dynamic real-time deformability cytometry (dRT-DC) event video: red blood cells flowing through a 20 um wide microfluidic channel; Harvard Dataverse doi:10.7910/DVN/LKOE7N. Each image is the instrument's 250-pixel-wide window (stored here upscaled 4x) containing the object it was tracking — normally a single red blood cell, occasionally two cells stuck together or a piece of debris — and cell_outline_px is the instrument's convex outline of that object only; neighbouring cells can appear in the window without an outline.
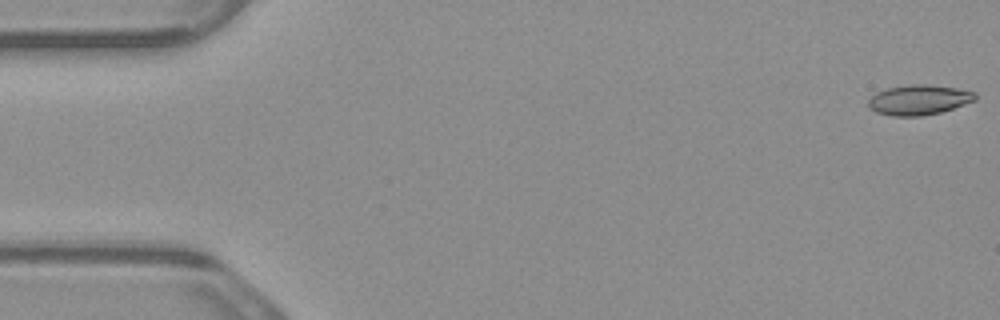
{"species": "common noctule bat (a hibernating species)", "species_latin": "Nyctalus noctula", "temperature_condition": "warm", "stored_images_in_passage": 4, "camera_frame_rate_fps": 3000, "um_per_image_px": 0.085, "animal": {"sex": "male", "body_mass_g": 23.1, "forearm_length_mm": 52.7}, "frame": {"image": 1, "passage_image": 1, "time_ms": 0.0, "image_size_px": [1000, 320], "cell_outline_px": [[976, 100], [940, 112], [924, 116], [892, 116], [876, 112], [868, 108], [868, 100], [876, 92], [888, 88], [908, 84], [928, 84], [956, 88], [976, 92]], "centroid_in_image_um": [78.08, 8.48], "position_along_channel_um": 6.9, "area_um2": 18.79}}
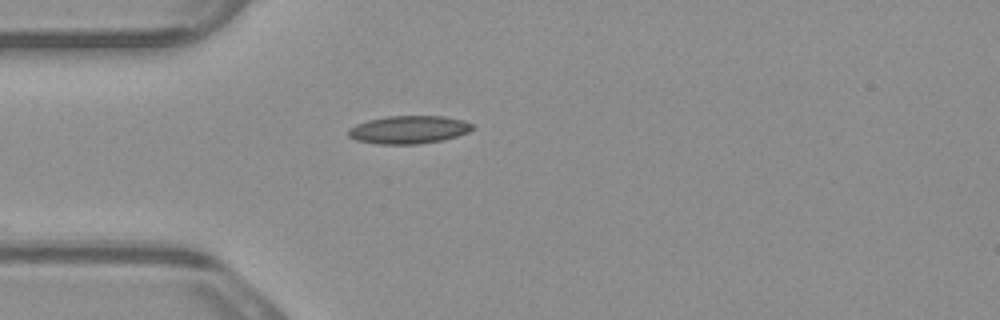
{"frame": {"image": 2, "passage_image": 4, "time_ms": 1.0, "image_size_px": [1000, 320], "cell_outline_px": [[476, 128], [468, 132], [456, 136], [440, 140], [416, 144], [376, 144], [356, 140], [348, 136], [348, 128], [356, 124], [368, 120], [388, 116], [444, 116], [464, 120], [472, 124]], "centroid_in_image_um": [34.73, 11.02], "position_along_channel_um": 50.3, "area_um2": 20.23}}